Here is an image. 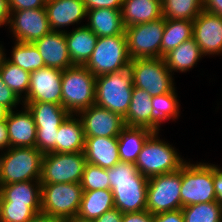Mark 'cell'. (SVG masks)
<instances>
[{
    "mask_svg": "<svg viewBox=\"0 0 222 222\" xmlns=\"http://www.w3.org/2000/svg\"><path fill=\"white\" fill-rule=\"evenodd\" d=\"M114 207L122 213L146 210L148 178L137 170L135 163L119 161L107 169Z\"/></svg>",
    "mask_w": 222,
    "mask_h": 222,
    "instance_id": "1",
    "label": "cell"
},
{
    "mask_svg": "<svg viewBox=\"0 0 222 222\" xmlns=\"http://www.w3.org/2000/svg\"><path fill=\"white\" fill-rule=\"evenodd\" d=\"M43 153L36 147H9L0 155V185L40 181Z\"/></svg>",
    "mask_w": 222,
    "mask_h": 222,
    "instance_id": "2",
    "label": "cell"
},
{
    "mask_svg": "<svg viewBox=\"0 0 222 222\" xmlns=\"http://www.w3.org/2000/svg\"><path fill=\"white\" fill-rule=\"evenodd\" d=\"M96 77L84 66L73 65L62 72V106L70 113L95 104Z\"/></svg>",
    "mask_w": 222,
    "mask_h": 222,
    "instance_id": "3",
    "label": "cell"
},
{
    "mask_svg": "<svg viewBox=\"0 0 222 222\" xmlns=\"http://www.w3.org/2000/svg\"><path fill=\"white\" fill-rule=\"evenodd\" d=\"M153 132L144 143L135 162L137 170L146 178L179 170L187 160L181 158L175 147ZM159 138V139H158Z\"/></svg>",
    "mask_w": 222,
    "mask_h": 222,
    "instance_id": "4",
    "label": "cell"
},
{
    "mask_svg": "<svg viewBox=\"0 0 222 222\" xmlns=\"http://www.w3.org/2000/svg\"><path fill=\"white\" fill-rule=\"evenodd\" d=\"M133 88L129 68L97 76L95 104L124 117L131 102Z\"/></svg>",
    "mask_w": 222,
    "mask_h": 222,
    "instance_id": "5",
    "label": "cell"
},
{
    "mask_svg": "<svg viewBox=\"0 0 222 222\" xmlns=\"http://www.w3.org/2000/svg\"><path fill=\"white\" fill-rule=\"evenodd\" d=\"M181 204L189 205L214 202V164L185 162L181 167Z\"/></svg>",
    "mask_w": 222,
    "mask_h": 222,
    "instance_id": "6",
    "label": "cell"
},
{
    "mask_svg": "<svg viewBox=\"0 0 222 222\" xmlns=\"http://www.w3.org/2000/svg\"><path fill=\"white\" fill-rule=\"evenodd\" d=\"M32 113L37 128L36 148L43 154L56 152L58 128L70 115L60 104L22 102Z\"/></svg>",
    "mask_w": 222,
    "mask_h": 222,
    "instance_id": "7",
    "label": "cell"
},
{
    "mask_svg": "<svg viewBox=\"0 0 222 222\" xmlns=\"http://www.w3.org/2000/svg\"><path fill=\"white\" fill-rule=\"evenodd\" d=\"M125 34L98 37L91 58L84 65L95 77L130 66Z\"/></svg>",
    "mask_w": 222,
    "mask_h": 222,
    "instance_id": "8",
    "label": "cell"
},
{
    "mask_svg": "<svg viewBox=\"0 0 222 222\" xmlns=\"http://www.w3.org/2000/svg\"><path fill=\"white\" fill-rule=\"evenodd\" d=\"M82 194L81 183L41 184V213L61 220L77 216Z\"/></svg>",
    "mask_w": 222,
    "mask_h": 222,
    "instance_id": "9",
    "label": "cell"
},
{
    "mask_svg": "<svg viewBox=\"0 0 222 222\" xmlns=\"http://www.w3.org/2000/svg\"><path fill=\"white\" fill-rule=\"evenodd\" d=\"M133 86L145 90L151 96L171 92L175 87L173 74L164 58L134 59L130 61Z\"/></svg>",
    "mask_w": 222,
    "mask_h": 222,
    "instance_id": "10",
    "label": "cell"
},
{
    "mask_svg": "<svg viewBox=\"0 0 222 222\" xmlns=\"http://www.w3.org/2000/svg\"><path fill=\"white\" fill-rule=\"evenodd\" d=\"M181 168L148 179L146 210L156 215L182 209Z\"/></svg>",
    "mask_w": 222,
    "mask_h": 222,
    "instance_id": "11",
    "label": "cell"
},
{
    "mask_svg": "<svg viewBox=\"0 0 222 222\" xmlns=\"http://www.w3.org/2000/svg\"><path fill=\"white\" fill-rule=\"evenodd\" d=\"M86 163L84 152L45 153L40 183H81Z\"/></svg>",
    "mask_w": 222,
    "mask_h": 222,
    "instance_id": "12",
    "label": "cell"
},
{
    "mask_svg": "<svg viewBox=\"0 0 222 222\" xmlns=\"http://www.w3.org/2000/svg\"><path fill=\"white\" fill-rule=\"evenodd\" d=\"M164 28V17L125 28L130 59L160 58Z\"/></svg>",
    "mask_w": 222,
    "mask_h": 222,
    "instance_id": "13",
    "label": "cell"
},
{
    "mask_svg": "<svg viewBox=\"0 0 222 222\" xmlns=\"http://www.w3.org/2000/svg\"><path fill=\"white\" fill-rule=\"evenodd\" d=\"M8 26L16 42L34 43L52 31L46 8L11 11Z\"/></svg>",
    "mask_w": 222,
    "mask_h": 222,
    "instance_id": "14",
    "label": "cell"
},
{
    "mask_svg": "<svg viewBox=\"0 0 222 222\" xmlns=\"http://www.w3.org/2000/svg\"><path fill=\"white\" fill-rule=\"evenodd\" d=\"M85 137H118L125 127L124 118L96 104L79 112Z\"/></svg>",
    "mask_w": 222,
    "mask_h": 222,
    "instance_id": "15",
    "label": "cell"
},
{
    "mask_svg": "<svg viewBox=\"0 0 222 222\" xmlns=\"http://www.w3.org/2000/svg\"><path fill=\"white\" fill-rule=\"evenodd\" d=\"M62 72L63 70L50 67L32 72L28 94L23 102H47L62 105Z\"/></svg>",
    "mask_w": 222,
    "mask_h": 222,
    "instance_id": "16",
    "label": "cell"
},
{
    "mask_svg": "<svg viewBox=\"0 0 222 222\" xmlns=\"http://www.w3.org/2000/svg\"><path fill=\"white\" fill-rule=\"evenodd\" d=\"M193 38L206 55L222 54V16L205 11L193 20Z\"/></svg>",
    "mask_w": 222,
    "mask_h": 222,
    "instance_id": "17",
    "label": "cell"
},
{
    "mask_svg": "<svg viewBox=\"0 0 222 222\" xmlns=\"http://www.w3.org/2000/svg\"><path fill=\"white\" fill-rule=\"evenodd\" d=\"M23 110L9 112L5 120L9 147H36L37 128L34 117L26 106Z\"/></svg>",
    "mask_w": 222,
    "mask_h": 222,
    "instance_id": "18",
    "label": "cell"
},
{
    "mask_svg": "<svg viewBox=\"0 0 222 222\" xmlns=\"http://www.w3.org/2000/svg\"><path fill=\"white\" fill-rule=\"evenodd\" d=\"M34 45L39 50L45 67L65 70L74 65L68 53L65 32L51 31L36 40Z\"/></svg>",
    "mask_w": 222,
    "mask_h": 222,
    "instance_id": "19",
    "label": "cell"
},
{
    "mask_svg": "<svg viewBox=\"0 0 222 222\" xmlns=\"http://www.w3.org/2000/svg\"><path fill=\"white\" fill-rule=\"evenodd\" d=\"M45 8L51 30L57 32H66L59 28L78 24L87 16L83 0H50Z\"/></svg>",
    "mask_w": 222,
    "mask_h": 222,
    "instance_id": "20",
    "label": "cell"
},
{
    "mask_svg": "<svg viewBox=\"0 0 222 222\" xmlns=\"http://www.w3.org/2000/svg\"><path fill=\"white\" fill-rule=\"evenodd\" d=\"M0 204H19L41 213L40 181L15 182L0 185Z\"/></svg>",
    "mask_w": 222,
    "mask_h": 222,
    "instance_id": "21",
    "label": "cell"
},
{
    "mask_svg": "<svg viewBox=\"0 0 222 222\" xmlns=\"http://www.w3.org/2000/svg\"><path fill=\"white\" fill-rule=\"evenodd\" d=\"M87 163L110 169L120 161L117 137H85Z\"/></svg>",
    "mask_w": 222,
    "mask_h": 222,
    "instance_id": "22",
    "label": "cell"
},
{
    "mask_svg": "<svg viewBox=\"0 0 222 222\" xmlns=\"http://www.w3.org/2000/svg\"><path fill=\"white\" fill-rule=\"evenodd\" d=\"M68 53L74 65H85L91 58L98 36L86 25L65 32Z\"/></svg>",
    "mask_w": 222,
    "mask_h": 222,
    "instance_id": "23",
    "label": "cell"
},
{
    "mask_svg": "<svg viewBox=\"0 0 222 222\" xmlns=\"http://www.w3.org/2000/svg\"><path fill=\"white\" fill-rule=\"evenodd\" d=\"M122 21L125 28L155 21L163 17L160 0H123Z\"/></svg>",
    "mask_w": 222,
    "mask_h": 222,
    "instance_id": "24",
    "label": "cell"
},
{
    "mask_svg": "<svg viewBox=\"0 0 222 222\" xmlns=\"http://www.w3.org/2000/svg\"><path fill=\"white\" fill-rule=\"evenodd\" d=\"M86 26L98 37L125 34L121 10L98 8L87 11Z\"/></svg>",
    "mask_w": 222,
    "mask_h": 222,
    "instance_id": "25",
    "label": "cell"
},
{
    "mask_svg": "<svg viewBox=\"0 0 222 222\" xmlns=\"http://www.w3.org/2000/svg\"><path fill=\"white\" fill-rule=\"evenodd\" d=\"M84 148L85 135L81 119L78 115L70 114L58 128L56 152H84Z\"/></svg>",
    "mask_w": 222,
    "mask_h": 222,
    "instance_id": "26",
    "label": "cell"
},
{
    "mask_svg": "<svg viewBox=\"0 0 222 222\" xmlns=\"http://www.w3.org/2000/svg\"><path fill=\"white\" fill-rule=\"evenodd\" d=\"M203 56L199 45L192 37L167 53L164 60L170 72L174 74L189 71Z\"/></svg>",
    "mask_w": 222,
    "mask_h": 222,
    "instance_id": "27",
    "label": "cell"
},
{
    "mask_svg": "<svg viewBox=\"0 0 222 222\" xmlns=\"http://www.w3.org/2000/svg\"><path fill=\"white\" fill-rule=\"evenodd\" d=\"M151 95L145 90L134 87L132 98L126 115L123 117L125 126L143 127L151 130Z\"/></svg>",
    "mask_w": 222,
    "mask_h": 222,
    "instance_id": "28",
    "label": "cell"
},
{
    "mask_svg": "<svg viewBox=\"0 0 222 222\" xmlns=\"http://www.w3.org/2000/svg\"><path fill=\"white\" fill-rule=\"evenodd\" d=\"M152 133L153 131L147 128L125 126L117 137L120 161L135 163Z\"/></svg>",
    "mask_w": 222,
    "mask_h": 222,
    "instance_id": "29",
    "label": "cell"
},
{
    "mask_svg": "<svg viewBox=\"0 0 222 222\" xmlns=\"http://www.w3.org/2000/svg\"><path fill=\"white\" fill-rule=\"evenodd\" d=\"M114 208L113 194L110 189L83 191L77 216L94 220Z\"/></svg>",
    "mask_w": 222,
    "mask_h": 222,
    "instance_id": "30",
    "label": "cell"
},
{
    "mask_svg": "<svg viewBox=\"0 0 222 222\" xmlns=\"http://www.w3.org/2000/svg\"><path fill=\"white\" fill-rule=\"evenodd\" d=\"M174 88L171 92L152 96L151 131H160V126L165 120L178 119L180 105Z\"/></svg>",
    "mask_w": 222,
    "mask_h": 222,
    "instance_id": "31",
    "label": "cell"
},
{
    "mask_svg": "<svg viewBox=\"0 0 222 222\" xmlns=\"http://www.w3.org/2000/svg\"><path fill=\"white\" fill-rule=\"evenodd\" d=\"M193 37V21L165 18L161 42V58L184 41Z\"/></svg>",
    "mask_w": 222,
    "mask_h": 222,
    "instance_id": "32",
    "label": "cell"
},
{
    "mask_svg": "<svg viewBox=\"0 0 222 222\" xmlns=\"http://www.w3.org/2000/svg\"><path fill=\"white\" fill-rule=\"evenodd\" d=\"M14 44V47H12L11 58H6L9 62L19 66L29 73L45 67L43 58L34 43L15 41Z\"/></svg>",
    "mask_w": 222,
    "mask_h": 222,
    "instance_id": "33",
    "label": "cell"
},
{
    "mask_svg": "<svg viewBox=\"0 0 222 222\" xmlns=\"http://www.w3.org/2000/svg\"><path fill=\"white\" fill-rule=\"evenodd\" d=\"M30 75L31 73L23 70L17 65L12 64L6 58L0 66V76L2 77L3 82L22 101L27 97L28 94Z\"/></svg>",
    "mask_w": 222,
    "mask_h": 222,
    "instance_id": "34",
    "label": "cell"
},
{
    "mask_svg": "<svg viewBox=\"0 0 222 222\" xmlns=\"http://www.w3.org/2000/svg\"><path fill=\"white\" fill-rule=\"evenodd\" d=\"M203 10V0H163L162 15L168 19L193 21Z\"/></svg>",
    "mask_w": 222,
    "mask_h": 222,
    "instance_id": "35",
    "label": "cell"
},
{
    "mask_svg": "<svg viewBox=\"0 0 222 222\" xmlns=\"http://www.w3.org/2000/svg\"><path fill=\"white\" fill-rule=\"evenodd\" d=\"M184 222H222V204L218 201L182 207Z\"/></svg>",
    "mask_w": 222,
    "mask_h": 222,
    "instance_id": "36",
    "label": "cell"
},
{
    "mask_svg": "<svg viewBox=\"0 0 222 222\" xmlns=\"http://www.w3.org/2000/svg\"><path fill=\"white\" fill-rule=\"evenodd\" d=\"M81 187L83 191L110 189L107 169L86 163L81 180Z\"/></svg>",
    "mask_w": 222,
    "mask_h": 222,
    "instance_id": "37",
    "label": "cell"
},
{
    "mask_svg": "<svg viewBox=\"0 0 222 222\" xmlns=\"http://www.w3.org/2000/svg\"><path fill=\"white\" fill-rule=\"evenodd\" d=\"M36 213L28 206L0 204V222H28Z\"/></svg>",
    "mask_w": 222,
    "mask_h": 222,
    "instance_id": "38",
    "label": "cell"
},
{
    "mask_svg": "<svg viewBox=\"0 0 222 222\" xmlns=\"http://www.w3.org/2000/svg\"><path fill=\"white\" fill-rule=\"evenodd\" d=\"M21 102L23 101H21V99L3 82L0 76V105L12 111L15 109L16 105L18 106Z\"/></svg>",
    "mask_w": 222,
    "mask_h": 222,
    "instance_id": "39",
    "label": "cell"
},
{
    "mask_svg": "<svg viewBox=\"0 0 222 222\" xmlns=\"http://www.w3.org/2000/svg\"><path fill=\"white\" fill-rule=\"evenodd\" d=\"M11 11L45 8V0H8Z\"/></svg>",
    "mask_w": 222,
    "mask_h": 222,
    "instance_id": "40",
    "label": "cell"
},
{
    "mask_svg": "<svg viewBox=\"0 0 222 222\" xmlns=\"http://www.w3.org/2000/svg\"><path fill=\"white\" fill-rule=\"evenodd\" d=\"M83 3L87 11L98 8L121 10L123 0H83Z\"/></svg>",
    "mask_w": 222,
    "mask_h": 222,
    "instance_id": "41",
    "label": "cell"
},
{
    "mask_svg": "<svg viewBox=\"0 0 222 222\" xmlns=\"http://www.w3.org/2000/svg\"><path fill=\"white\" fill-rule=\"evenodd\" d=\"M153 222H184L182 209L163 212L153 217Z\"/></svg>",
    "mask_w": 222,
    "mask_h": 222,
    "instance_id": "42",
    "label": "cell"
},
{
    "mask_svg": "<svg viewBox=\"0 0 222 222\" xmlns=\"http://www.w3.org/2000/svg\"><path fill=\"white\" fill-rule=\"evenodd\" d=\"M154 215L149 211L123 213L121 222H153Z\"/></svg>",
    "mask_w": 222,
    "mask_h": 222,
    "instance_id": "43",
    "label": "cell"
},
{
    "mask_svg": "<svg viewBox=\"0 0 222 222\" xmlns=\"http://www.w3.org/2000/svg\"><path fill=\"white\" fill-rule=\"evenodd\" d=\"M123 213L114 208L105 212L102 216L92 220V222H121Z\"/></svg>",
    "mask_w": 222,
    "mask_h": 222,
    "instance_id": "44",
    "label": "cell"
},
{
    "mask_svg": "<svg viewBox=\"0 0 222 222\" xmlns=\"http://www.w3.org/2000/svg\"><path fill=\"white\" fill-rule=\"evenodd\" d=\"M214 189L217 201L222 204V168L214 164Z\"/></svg>",
    "mask_w": 222,
    "mask_h": 222,
    "instance_id": "45",
    "label": "cell"
},
{
    "mask_svg": "<svg viewBox=\"0 0 222 222\" xmlns=\"http://www.w3.org/2000/svg\"><path fill=\"white\" fill-rule=\"evenodd\" d=\"M203 9L212 14L222 16V0H203Z\"/></svg>",
    "mask_w": 222,
    "mask_h": 222,
    "instance_id": "46",
    "label": "cell"
},
{
    "mask_svg": "<svg viewBox=\"0 0 222 222\" xmlns=\"http://www.w3.org/2000/svg\"><path fill=\"white\" fill-rule=\"evenodd\" d=\"M11 10L8 0H0V27L9 24ZM7 24V25H6Z\"/></svg>",
    "mask_w": 222,
    "mask_h": 222,
    "instance_id": "47",
    "label": "cell"
},
{
    "mask_svg": "<svg viewBox=\"0 0 222 222\" xmlns=\"http://www.w3.org/2000/svg\"><path fill=\"white\" fill-rule=\"evenodd\" d=\"M9 148V139H8V132L7 126L5 121H0V151L6 150Z\"/></svg>",
    "mask_w": 222,
    "mask_h": 222,
    "instance_id": "48",
    "label": "cell"
},
{
    "mask_svg": "<svg viewBox=\"0 0 222 222\" xmlns=\"http://www.w3.org/2000/svg\"><path fill=\"white\" fill-rule=\"evenodd\" d=\"M28 222H62V220L58 219V218H55L54 216L39 213V214H36Z\"/></svg>",
    "mask_w": 222,
    "mask_h": 222,
    "instance_id": "49",
    "label": "cell"
},
{
    "mask_svg": "<svg viewBox=\"0 0 222 222\" xmlns=\"http://www.w3.org/2000/svg\"><path fill=\"white\" fill-rule=\"evenodd\" d=\"M10 110L3 105H0V121H5Z\"/></svg>",
    "mask_w": 222,
    "mask_h": 222,
    "instance_id": "50",
    "label": "cell"
},
{
    "mask_svg": "<svg viewBox=\"0 0 222 222\" xmlns=\"http://www.w3.org/2000/svg\"><path fill=\"white\" fill-rule=\"evenodd\" d=\"M62 222H92V220H87V219L80 218L78 216H73L70 218L63 219Z\"/></svg>",
    "mask_w": 222,
    "mask_h": 222,
    "instance_id": "51",
    "label": "cell"
},
{
    "mask_svg": "<svg viewBox=\"0 0 222 222\" xmlns=\"http://www.w3.org/2000/svg\"><path fill=\"white\" fill-rule=\"evenodd\" d=\"M3 46L0 45V66L3 63L4 59L6 58V54L4 52Z\"/></svg>",
    "mask_w": 222,
    "mask_h": 222,
    "instance_id": "52",
    "label": "cell"
}]
</instances>
